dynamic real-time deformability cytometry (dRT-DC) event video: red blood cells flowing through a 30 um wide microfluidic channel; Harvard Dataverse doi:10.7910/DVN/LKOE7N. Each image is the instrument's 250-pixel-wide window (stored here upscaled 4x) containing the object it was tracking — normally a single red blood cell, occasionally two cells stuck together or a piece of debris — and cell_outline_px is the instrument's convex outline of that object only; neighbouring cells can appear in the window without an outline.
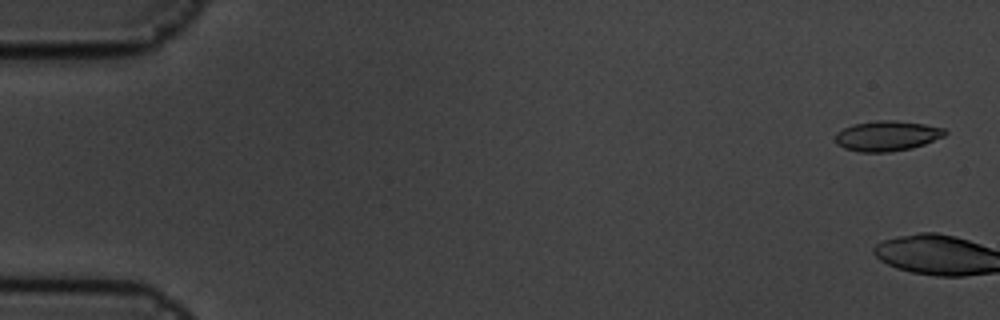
{"species": "common noctule bat (a hibernating species)", "species_latin": "Nyctalus noctula", "temperature_condition": "cold", "stored_images_in_passage": 10, "camera_frame_rate_fps": 3000, "um_per_image_px": 0.085, "animal": {"sex": "male", "body_mass_g": 19.5, "forearm_length_mm": 54.6}, "frame": {"image": 1, "passage_image": 1, "time_ms": 0.0, "image_size_px": [1000, 320], "cell_outline_px": [[948, 132], [944, 136], [924, 144], [912, 148], [888, 152], [860, 152], [844, 148], [836, 144], [836, 132], [852, 124], [876, 120], [896, 120], [924, 124], [944, 128]], "centroid_in_image_um": [75.39, 11.54], "position_along_channel_um": 9.6, "area_um2": 19.36}}